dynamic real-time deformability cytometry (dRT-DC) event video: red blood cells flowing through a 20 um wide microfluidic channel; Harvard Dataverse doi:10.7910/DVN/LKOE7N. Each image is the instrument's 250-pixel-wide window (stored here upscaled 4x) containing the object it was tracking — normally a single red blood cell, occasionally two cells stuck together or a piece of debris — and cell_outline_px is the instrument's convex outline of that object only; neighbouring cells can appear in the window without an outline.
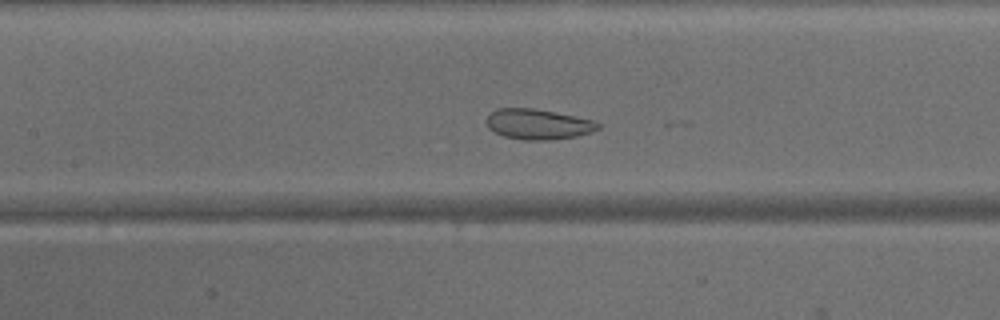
{"species": "common noctule bat (a hibernating species)", "species_latin": "Nyctalus noctula", "temperature_condition": "warm", "stored_images_in_passage": 27, "camera_frame_rate_fps": 3000, "um_per_image_px": 0.085, "animal": {"sex": "male", "body_mass_g": 15.6}, "frame": {"image": 1, "passage_image": 22, "time_ms": 7.0, "image_size_px": [1000, 320], "cell_outline_px": [[600, 128], [592, 132], [576, 136], [552, 140], [524, 140], [504, 136], [488, 128], [484, 120], [496, 108], [532, 108], [596, 120], [600, 124]], "centroid_in_image_um": [45.74, 10.56], "position_along_channel_um": 161.7, "area_um2": 19.83}}
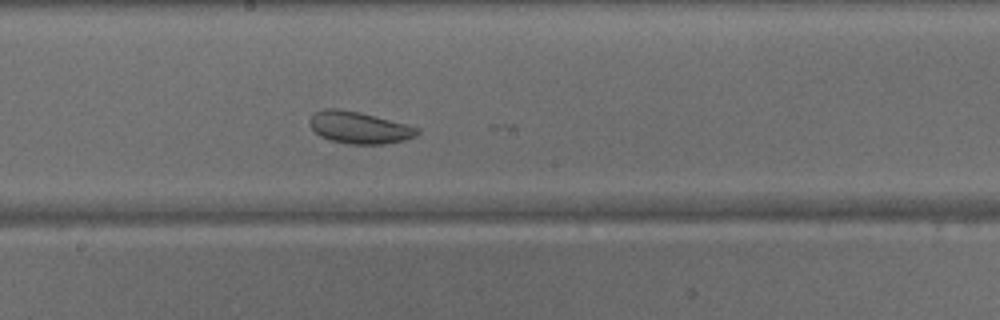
{"frame": {"image": 2, "passage_image": 26, "time_ms": 8.333, "image_size_px": [1000, 320], "cell_outline_px": [[420, 132], [416, 136], [404, 140], [384, 144], [348, 144], [332, 140], [320, 136], [308, 124], [308, 120], [316, 112], [324, 108], [336, 108], [360, 112], [408, 124], [420, 128]], "centroid_in_image_um": [30.55, 10.84], "position_along_channel_um": 217.6, "area_um2": 20.11}}